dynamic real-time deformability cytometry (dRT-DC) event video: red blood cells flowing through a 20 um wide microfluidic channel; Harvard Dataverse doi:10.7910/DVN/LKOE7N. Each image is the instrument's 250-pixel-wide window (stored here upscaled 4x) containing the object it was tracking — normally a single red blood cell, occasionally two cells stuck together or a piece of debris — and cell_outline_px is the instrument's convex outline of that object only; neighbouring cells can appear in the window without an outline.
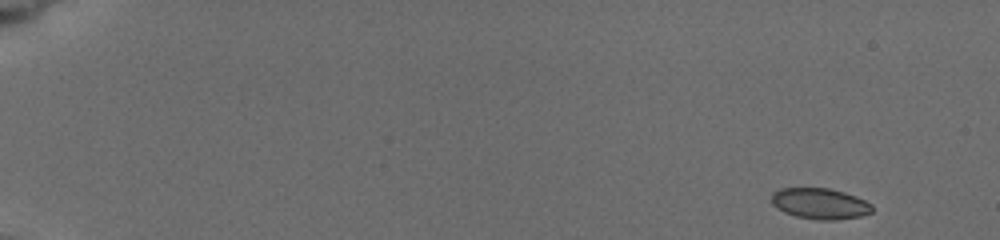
{"species": "common noctule bat (a hibernating species)", "species_latin": "Nyctalus noctula", "temperature_condition": "cold", "stored_images_in_passage": 66, "camera_frame_rate_fps": 3000, "um_per_image_px": 0.085, "animal": {"sex": "female", "body_mass_g": 19.5, "forearm_length_mm": 54.1}, "frame": {"image": 1, "passage_image": 1, "time_ms": 0.0, "image_size_px": [1000, 240], "cell_outline_px": [[872, 212], [860, 216], [836, 220], [816, 220], [796, 216], [784, 212], [776, 208], [772, 204], [772, 192], [780, 188], [828, 188], [844, 192], [856, 196], [872, 204]], "centroid_in_image_um": [69.68, 17.31], "position_along_channel_um": 15.3, "area_um2": 18.21}}
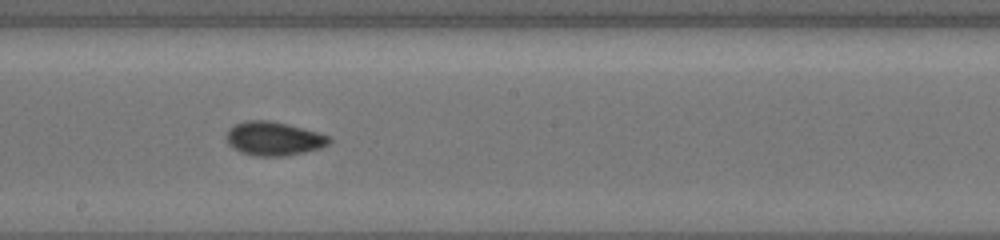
{"frame": {"image": 2, "passage_image": 37, "time_ms": 9.667, "image_size_px": [1000, 240], "cell_outline_px": [[332, 140], [328, 144], [320, 148], [288, 156], [252, 156], [240, 152], [232, 148], [228, 144], [228, 128], [236, 124], [248, 120], [268, 120], [288, 124], [316, 132], [328, 136]], "centroid_in_image_um": [23.25, 11.79], "position_along_channel_um": 224.9, "area_um2": 20.17}}
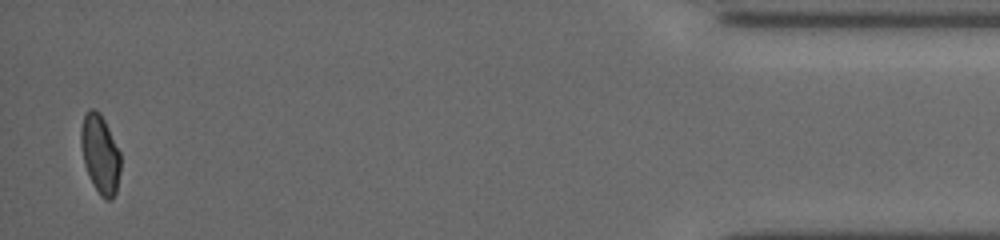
{"frame": {"image": 3, "passage_image": 66, "time_ms": 16.667, "image_size_px": [1000, 240], "cell_outline_px": [[120, 172], [116, 192], [112, 200], [104, 200], [100, 196], [92, 184], [84, 164], [80, 144], [80, 128], [84, 116], [88, 108], [96, 108], [100, 112], [120, 152]], "centroid_in_image_um": [8.5, 13.1], "position_along_channel_um": 426.7, "area_um2": 18.44}, "authors_computed_cell_mechanics": {"area_um2": 18.9584, "velocity_mm_per_s": 3.8592, "shape_relaxation_time_tau1_ms": 6.7974, "shape_relaxation_time_tau2_ms": 1.3708, "deformation_change_tau1": 0.1313, "deformation_change_tau2": 0.0609}}